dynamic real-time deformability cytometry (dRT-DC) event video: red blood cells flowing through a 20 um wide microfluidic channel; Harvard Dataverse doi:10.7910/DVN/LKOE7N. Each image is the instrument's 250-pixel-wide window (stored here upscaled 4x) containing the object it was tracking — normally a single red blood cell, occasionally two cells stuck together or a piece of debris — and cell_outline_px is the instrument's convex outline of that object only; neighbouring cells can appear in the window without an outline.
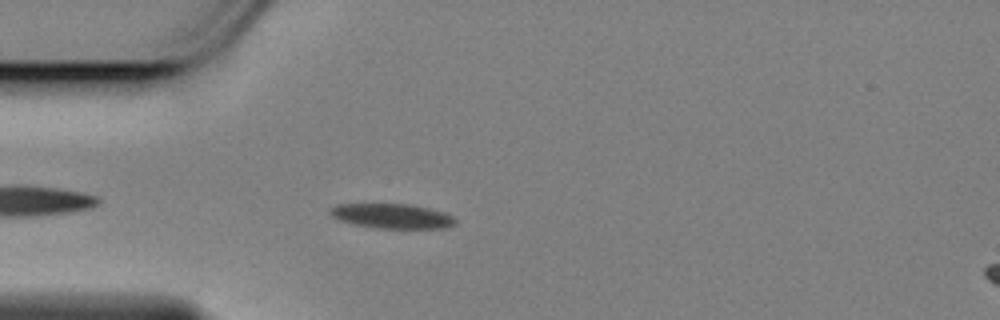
{"species": "Egyptian fruit bat (a non-hibernating species)", "species_latin": "Rousettus aegyptiacus", "temperature_condition": "cold", "stored_images_in_passage": 40, "camera_frame_rate_fps": 3000, "um_per_image_px": 0.085, "animal": {"sex": "female"}, "frame": {"image": 1, "passage_image": 5, "time_ms": 1.333, "image_size_px": [1000, 320], "cell_outline_px": [[456, 224], [444, 228], [376, 228], [352, 224], [336, 220], [328, 212], [328, 208], [336, 204], [408, 204], [428, 208], [444, 212], [452, 216], [456, 220]], "centroid_in_image_um": [33.26, 18.36], "position_along_channel_um": 51.7, "area_um2": 18.21}}
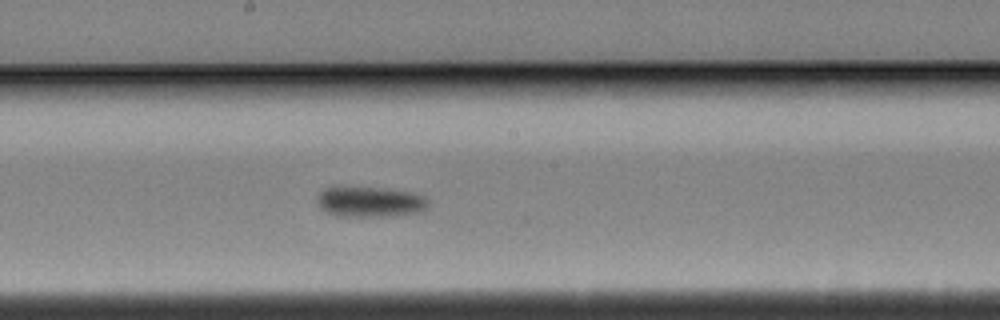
{"frame": {"image": 2, "passage_image": 20, "time_ms": 6.333, "image_size_px": [1000, 320], "cell_outline_px": [[428, 208], [424, 212], [396, 216], [332, 216], [324, 212], [320, 208], [316, 200], [316, 196], [324, 188], [332, 184], [388, 188], [416, 192], [424, 196], [428, 200]], "centroid_in_image_um": [31.42, 17.12], "position_along_channel_um": 216.8, "area_um2": 21.1}}
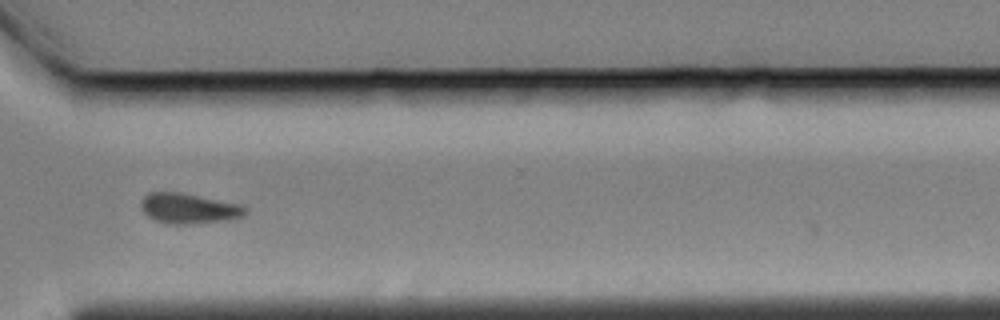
{"frame": {"image": 3, "passage_image": 32, "time_ms": 10.333, "image_size_px": [1000, 320], "cell_outline_px": [[248, 212], [244, 216], [228, 220], [188, 224], [168, 224], [156, 220], [148, 216], [140, 208], [140, 200], [148, 192], [180, 192], [240, 204], [248, 208]], "centroid_in_image_um": [16.04, 17.71], "position_along_channel_um": 354.6, "area_um2": 18.55}, "authors_computed_cell_mechanics": {"area_um2": 18.6405, "velocity_mm_per_s": 3.4466, "shape_relaxation_time_tau1_ms": 3.0082, "shape_relaxation_time_tau2_ms": null, "deformation_change_tau1": 0.0979, "deformation_change_tau2": null}}